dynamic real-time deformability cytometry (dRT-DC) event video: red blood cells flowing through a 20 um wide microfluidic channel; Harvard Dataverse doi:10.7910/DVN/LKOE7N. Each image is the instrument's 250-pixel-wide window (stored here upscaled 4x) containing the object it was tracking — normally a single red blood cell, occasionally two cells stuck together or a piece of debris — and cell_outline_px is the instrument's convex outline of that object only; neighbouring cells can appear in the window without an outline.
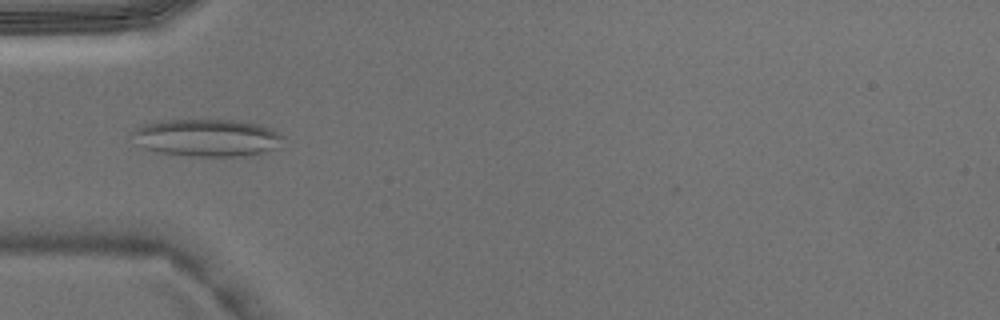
{"species": "Egyptian fruit bat (a non-hibernating species)", "species_latin": "Rousettus aegyptiacus", "temperature_condition": "warm", "stored_images_in_passage": 4, "camera_frame_rate_fps": 3000, "um_per_image_px": 0.085, "animal": {"sex": "male"}, "frame": {"image": 1, "passage_image": 4, "time_ms": 1.0, "image_size_px": [1000, 320], "cell_outline_px": [[284, 148], [264, 152], [240, 156], [192, 156], [156, 152], [144, 148], [136, 144], [132, 132], [140, 124], [156, 120], [232, 120], [260, 124], [272, 128], [284, 136]], "centroid_in_image_um": [17.63, 11.7], "position_along_channel_um": 67.4, "area_um2": 33.52}}